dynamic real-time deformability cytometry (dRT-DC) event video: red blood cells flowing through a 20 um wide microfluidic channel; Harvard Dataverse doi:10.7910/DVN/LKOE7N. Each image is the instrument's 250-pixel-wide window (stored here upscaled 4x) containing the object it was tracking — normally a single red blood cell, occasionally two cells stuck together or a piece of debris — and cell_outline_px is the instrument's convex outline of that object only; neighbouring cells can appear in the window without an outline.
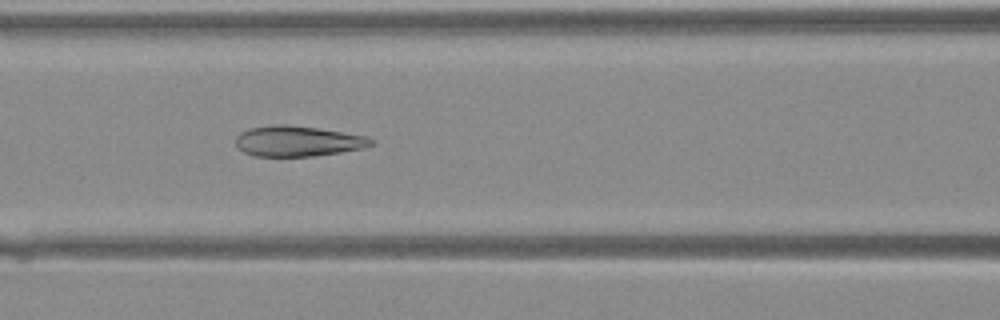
{"species": "Egyptian fruit bat (a non-hibernating species)", "species_latin": "Rousettus aegyptiacus", "temperature_condition": "warm", "stored_images_in_passage": 10, "camera_frame_rate_fps": 3000, "um_per_image_px": 0.085, "animal": {"sex": "female"}, "frame": {"image": 1, "passage_image": 8, "time_ms": 2.333, "image_size_px": [1000, 320], "cell_outline_px": [[376, 144], [364, 148], [340, 152], [312, 156], [256, 156], [244, 152], [236, 144], [236, 136], [240, 132], [248, 128], [272, 124], [288, 124], [316, 128], [368, 136], [376, 140]], "centroid_in_image_um": [25.34, 11.98], "position_along_channel_um": 141.3, "area_um2": 24.22}}
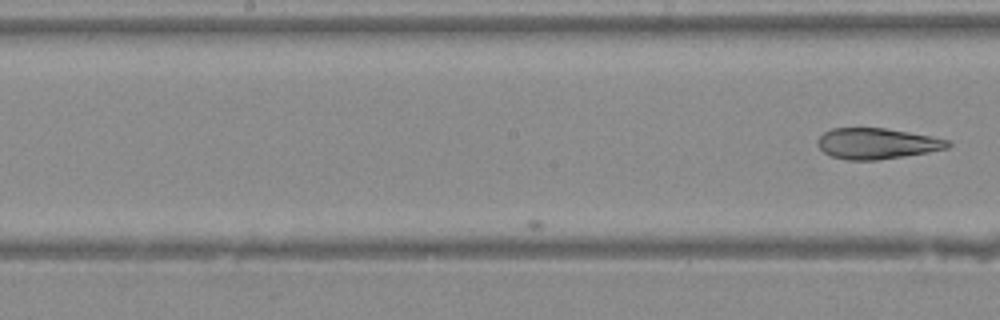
{"frame": {"image": 2, "passage_image": 10, "time_ms": 3.0, "image_size_px": [1000, 320], "cell_outline_px": [[952, 144], [948, 148], [928, 152], [904, 156], [876, 160], [844, 160], [832, 156], [824, 152], [816, 144], [816, 140], [824, 132], [832, 128], [884, 128], [908, 132], [948, 140]], "centroid_in_image_um": [74.49, 12.2], "position_along_channel_um": 173.7, "area_um2": 23.29}}